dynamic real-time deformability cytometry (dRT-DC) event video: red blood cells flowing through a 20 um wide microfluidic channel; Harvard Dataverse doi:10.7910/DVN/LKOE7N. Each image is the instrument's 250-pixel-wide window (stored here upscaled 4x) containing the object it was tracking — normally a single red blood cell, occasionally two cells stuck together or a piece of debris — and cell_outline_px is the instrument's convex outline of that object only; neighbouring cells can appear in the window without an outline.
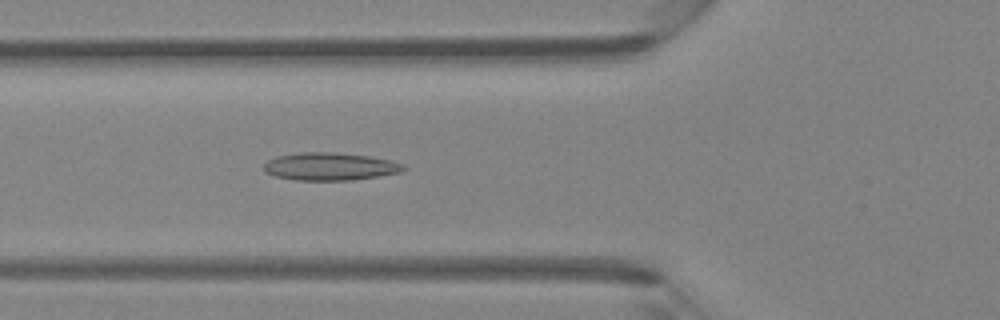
{"species": "Egyptian fruit bat (a non-hibernating species)", "species_latin": "Rousettus aegyptiacus", "temperature_condition": "room temperature", "stored_images_in_passage": 46, "camera_frame_rate_fps": 3000, "um_per_image_px": 0.085, "animal": {"sex": "female"}, "frame": {"image": 1, "passage_image": 17, "time_ms": 5.333, "image_size_px": [1000, 320], "cell_outline_px": [[408, 168], [400, 172], [380, 176], [352, 180], [292, 180], [272, 176], [264, 172], [264, 164], [268, 160], [280, 156], [300, 152], [332, 152], [368, 156], [392, 160], [404, 164]], "centroid_in_image_um": [28.06, 14.16], "position_along_channel_um": 97.7, "area_um2": 22.72}}
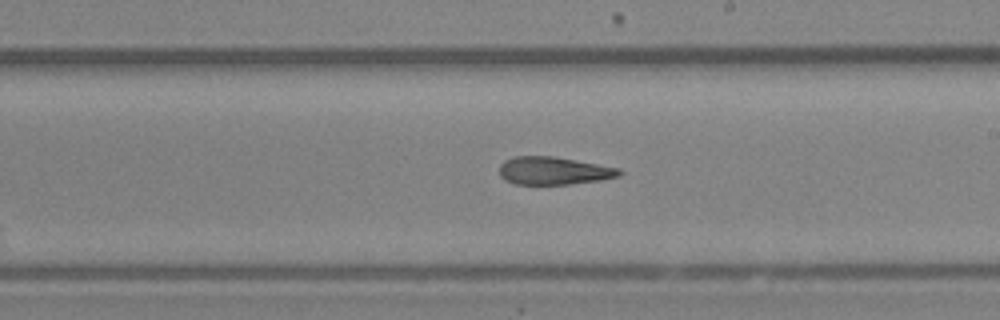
{"frame": {"image": 2, "passage_image": 27, "time_ms": 8.667, "image_size_px": [1000, 320], "cell_outline_px": [[624, 172], [620, 176], [600, 180], [572, 184], [516, 184], [504, 180], [500, 176], [500, 164], [504, 160], [512, 156], [552, 156], [576, 160], [620, 168]], "centroid_in_image_um": [47.07, 14.51], "position_along_channel_um": 241.9, "area_um2": 19.59}}
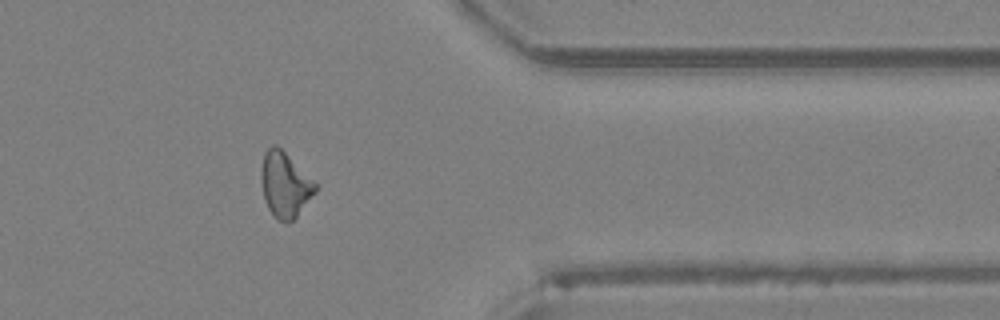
{"frame": {"image": 3, "passage_image": 38, "time_ms": 12.333, "image_size_px": [1000, 320], "cell_outline_px": [[320, 184], [316, 192], [296, 216], [292, 220], [276, 220], [268, 208], [264, 200], [260, 180], [260, 168], [264, 152], [272, 144], [276, 144]], "centroid_in_image_um": [24.22, 15.65], "position_along_channel_um": 387.2, "area_um2": 20.92}, "authors_computed_cell_mechanics": {"area_um2": 20.9236, "velocity_mm_per_s": 4.3433, "shape_relaxation_time_tau1_ms": null, "shape_relaxation_time_tau2_ms": 1.6843, "deformation_change_tau1": null, "deformation_change_tau2": 0.093}}